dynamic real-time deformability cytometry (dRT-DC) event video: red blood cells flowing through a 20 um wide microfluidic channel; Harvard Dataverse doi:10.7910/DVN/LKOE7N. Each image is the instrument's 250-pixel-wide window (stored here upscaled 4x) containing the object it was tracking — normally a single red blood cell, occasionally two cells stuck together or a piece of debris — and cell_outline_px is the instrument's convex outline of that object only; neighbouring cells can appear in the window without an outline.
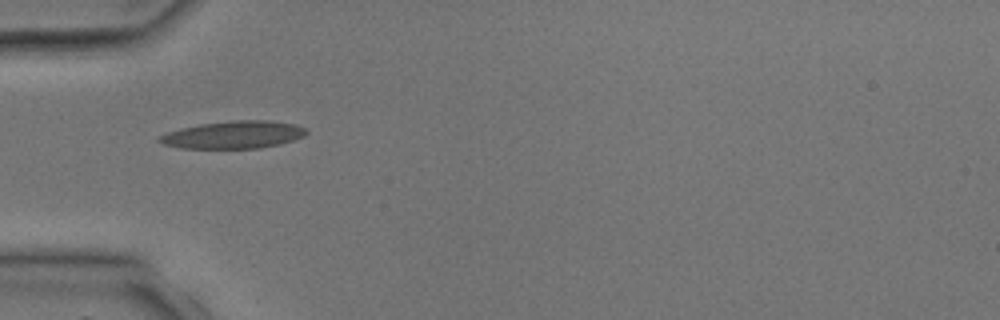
{"species": "common noctule bat (a hibernating species)", "species_latin": "Nyctalus noctula", "temperature_condition": "room temperature", "stored_images_in_passage": 4, "camera_frame_rate_fps": 3000, "um_per_image_px": 0.085, "animal": {"sex": "male", "body_mass_g": 17.9, "forearm_length_mm": 54.2}, "frame": {"image": 1, "passage_image": 4, "time_ms": 4.667, "image_size_px": [1000, 320], "cell_outline_px": [[308, 132], [304, 136], [280, 144], [260, 148], [180, 148], [164, 144], [156, 140], [156, 136], [180, 128], [200, 124], [236, 120], [268, 120], [296, 124], [308, 128]], "centroid_in_image_um": [19.85, 11.45], "position_along_channel_um": 65.1, "area_um2": 23.7}}